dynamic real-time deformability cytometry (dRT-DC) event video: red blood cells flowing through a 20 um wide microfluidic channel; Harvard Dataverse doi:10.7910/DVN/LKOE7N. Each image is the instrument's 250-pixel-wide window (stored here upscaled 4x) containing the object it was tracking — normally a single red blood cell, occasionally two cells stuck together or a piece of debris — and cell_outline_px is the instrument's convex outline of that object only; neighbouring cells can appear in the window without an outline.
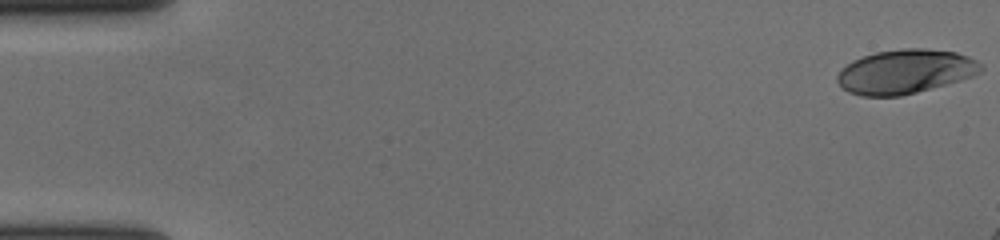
{"species": "human", "species_latin": "Homo sapiens", "temperature_condition": "cold", "stored_images_in_passage": 13, "camera_frame_rate_fps": 3000, "um_per_image_px": 0.085, "donor": {"sex": "female"}, "frame": {"image": 1, "passage_image": 1, "time_ms": 0.0, "image_size_px": [1000, 240], "cell_outline_px": [[984, 68], [980, 72], [972, 76], [948, 84], [900, 96], [860, 96], [848, 92], [836, 80], [836, 76], [852, 60], [876, 52], [900, 48], [928, 48], [956, 52], [968, 56], [984, 64]], "centroid_in_image_um": [76.98, 6.08], "position_along_channel_um": 8.0, "area_um2": 37.05}}